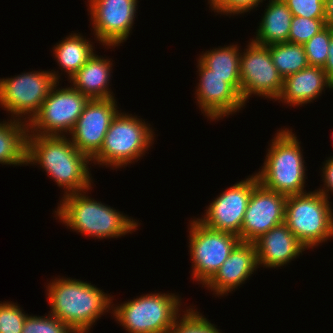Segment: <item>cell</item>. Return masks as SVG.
Listing matches in <instances>:
<instances>
[{
	"mask_svg": "<svg viewBox=\"0 0 333 333\" xmlns=\"http://www.w3.org/2000/svg\"><path fill=\"white\" fill-rule=\"evenodd\" d=\"M90 162L91 158L80 152L68 136H27L26 165H40L48 177L63 188V196L92 188Z\"/></svg>",
	"mask_w": 333,
	"mask_h": 333,
	"instance_id": "cell-1",
	"label": "cell"
},
{
	"mask_svg": "<svg viewBox=\"0 0 333 333\" xmlns=\"http://www.w3.org/2000/svg\"><path fill=\"white\" fill-rule=\"evenodd\" d=\"M46 287L50 306L48 313L75 333H88L92 325L114 305L110 294L80 279L55 277Z\"/></svg>",
	"mask_w": 333,
	"mask_h": 333,
	"instance_id": "cell-2",
	"label": "cell"
},
{
	"mask_svg": "<svg viewBox=\"0 0 333 333\" xmlns=\"http://www.w3.org/2000/svg\"><path fill=\"white\" fill-rule=\"evenodd\" d=\"M87 191L61 198L54 216L70 230L97 239L119 238L137 230L139 221L86 195Z\"/></svg>",
	"mask_w": 333,
	"mask_h": 333,
	"instance_id": "cell-3",
	"label": "cell"
},
{
	"mask_svg": "<svg viewBox=\"0 0 333 333\" xmlns=\"http://www.w3.org/2000/svg\"><path fill=\"white\" fill-rule=\"evenodd\" d=\"M300 144L292 129L277 130L267 148L263 166L255 173L264 187L285 196L307 192L304 189L308 179L306 163Z\"/></svg>",
	"mask_w": 333,
	"mask_h": 333,
	"instance_id": "cell-4",
	"label": "cell"
},
{
	"mask_svg": "<svg viewBox=\"0 0 333 333\" xmlns=\"http://www.w3.org/2000/svg\"><path fill=\"white\" fill-rule=\"evenodd\" d=\"M137 117L119 111L111 121L101 149L91 158L93 162L90 164L117 169L140 160L153 145L155 132L149 123Z\"/></svg>",
	"mask_w": 333,
	"mask_h": 333,
	"instance_id": "cell-5",
	"label": "cell"
},
{
	"mask_svg": "<svg viewBox=\"0 0 333 333\" xmlns=\"http://www.w3.org/2000/svg\"><path fill=\"white\" fill-rule=\"evenodd\" d=\"M181 297L150 293L112 306V315L128 333H168L181 314Z\"/></svg>",
	"mask_w": 333,
	"mask_h": 333,
	"instance_id": "cell-6",
	"label": "cell"
},
{
	"mask_svg": "<svg viewBox=\"0 0 333 333\" xmlns=\"http://www.w3.org/2000/svg\"><path fill=\"white\" fill-rule=\"evenodd\" d=\"M331 203L317 190L287 196L285 223L307 250L333 238Z\"/></svg>",
	"mask_w": 333,
	"mask_h": 333,
	"instance_id": "cell-7",
	"label": "cell"
},
{
	"mask_svg": "<svg viewBox=\"0 0 333 333\" xmlns=\"http://www.w3.org/2000/svg\"><path fill=\"white\" fill-rule=\"evenodd\" d=\"M59 79V71L54 70L0 78V106L11 114V119L28 123Z\"/></svg>",
	"mask_w": 333,
	"mask_h": 333,
	"instance_id": "cell-8",
	"label": "cell"
},
{
	"mask_svg": "<svg viewBox=\"0 0 333 333\" xmlns=\"http://www.w3.org/2000/svg\"><path fill=\"white\" fill-rule=\"evenodd\" d=\"M188 225L191 275L193 281L204 286L241 240L232 233L209 228L197 218L190 220Z\"/></svg>",
	"mask_w": 333,
	"mask_h": 333,
	"instance_id": "cell-9",
	"label": "cell"
},
{
	"mask_svg": "<svg viewBox=\"0 0 333 333\" xmlns=\"http://www.w3.org/2000/svg\"><path fill=\"white\" fill-rule=\"evenodd\" d=\"M58 86L59 82L27 123L28 134L68 136L73 129L90 99L71 85L66 88Z\"/></svg>",
	"mask_w": 333,
	"mask_h": 333,
	"instance_id": "cell-10",
	"label": "cell"
},
{
	"mask_svg": "<svg viewBox=\"0 0 333 333\" xmlns=\"http://www.w3.org/2000/svg\"><path fill=\"white\" fill-rule=\"evenodd\" d=\"M241 52L240 95L246 104L253 95L276 99L283 86V78L273 64L269 45H260L252 40Z\"/></svg>",
	"mask_w": 333,
	"mask_h": 333,
	"instance_id": "cell-11",
	"label": "cell"
},
{
	"mask_svg": "<svg viewBox=\"0 0 333 333\" xmlns=\"http://www.w3.org/2000/svg\"><path fill=\"white\" fill-rule=\"evenodd\" d=\"M95 40L105 48L125 42L133 28L138 0H87ZM95 33V34H94Z\"/></svg>",
	"mask_w": 333,
	"mask_h": 333,
	"instance_id": "cell-12",
	"label": "cell"
},
{
	"mask_svg": "<svg viewBox=\"0 0 333 333\" xmlns=\"http://www.w3.org/2000/svg\"><path fill=\"white\" fill-rule=\"evenodd\" d=\"M247 177L227 187L207 206L203 218L197 219L209 228L239 236L250 195L259 182L255 172Z\"/></svg>",
	"mask_w": 333,
	"mask_h": 333,
	"instance_id": "cell-13",
	"label": "cell"
},
{
	"mask_svg": "<svg viewBox=\"0 0 333 333\" xmlns=\"http://www.w3.org/2000/svg\"><path fill=\"white\" fill-rule=\"evenodd\" d=\"M287 196L272 191L258 182L252 190L239 238L253 243L260 236L285 222Z\"/></svg>",
	"mask_w": 333,
	"mask_h": 333,
	"instance_id": "cell-14",
	"label": "cell"
},
{
	"mask_svg": "<svg viewBox=\"0 0 333 333\" xmlns=\"http://www.w3.org/2000/svg\"><path fill=\"white\" fill-rule=\"evenodd\" d=\"M117 109L115 98L90 99L68 134L72 144L92 158L101 149L111 121L120 111Z\"/></svg>",
	"mask_w": 333,
	"mask_h": 333,
	"instance_id": "cell-15",
	"label": "cell"
},
{
	"mask_svg": "<svg viewBox=\"0 0 333 333\" xmlns=\"http://www.w3.org/2000/svg\"><path fill=\"white\" fill-rule=\"evenodd\" d=\"M197 64L199 82L195 87L196 105L210 122L229 117L246 106L241 95L227 83V78L214 74L199 59Z\"/></svg>",
	"mask_w": 333,
	"mask_h": 333,
	"instance_id": "cell-16",
	"label": "cell"
},
{
	"mask_svg": "<svg viewBox=\"0 0 333 333\" xmlns=\"http://www.w3.org/2000/svg\"><path fill=\"white\" fill-rule=\"evenodd\" d=\"M258 268L254 243L241 241L202 287L213 291L215 296H227L244 284Z\"/></svg>",
	"mask_w": 333,
	"mask_h": 333,
	"instance_id": "cell-17",
	"label": "cell"
},
{
	"mask_svg": "<svg viewBox=\"0 0 333 333\" xmlns=\"http://www.w3.org/2000/svg\"><path fill=\"white\" fill-rule=\"evenodd\" d=\"M253 243L258 267L268 269L288 265L307 250L285 222L276 225Z\"/></svg>",
	"mask_w": 333,
	"mask_h": 333,
	"instance_id": "cell-18",
	"label": "cell"
},
{
	"mask_svg": "<svg viewBox=\"0 0 333 333\" xmlns=\"http://www.w3.org/2000/svg\"><path fill=\"white\" fill-rule=\"evenodd\" d=\"M327 88L333 89V83L327 78L322 67L308 66L283 79L279 100L288 106H303L321 96Z\"/></svg>",
	"mask_w": 333,
	"mask_h": 333,
	"instance_id": "cell-19",
	"label": "cell"
},
{
	"mask_svg": "<svg viewBox=\"0 0 333 333\" xmlns=\"http://www.w3.org/2000/svg\"><path fill=\"white\" fill-rule=\"evenodd\" d=\"M113 63L111 58L93 56L69 79L71 86L89 99L115 98L110 90Z\"/></svg>",
	"mask_w": 333,
	"mask_h": 333,
	"instance_id": "cell-20",
	"label": "cell"
},
{
	"mask_svg": "<svg viewBox=\"0 0 333 333\" xmlns=\"http://www.w3.org/2000/svg\"><path fill=\"white\" fill-rule=\"evenodd\" d=\"M293 15L283 0H269L252 40L260 45L288 42Z\"/></svg>",
	"mask_w": 333,
	"mask_h": 333,
	"instance_id": "cell-21",
	"label": "cell"
},
{
	"mask_svg": "<svg viewBox=\"0 0 333 333\" xmlns=\"http://www.w3.org/2000/svg\"><path fill=\"white\" fill-rule=\"evenodd\" d=\"M93 42L82 34L71 33L53 47V55L61 71L66 72L68 80L93 56Z\"/></svg>",
	"mask_w": 333,
	"mask_h": 333,
	"instance_id": "cell-22",
	"label": "cell"
},
{
	"mask_svg": "<svg viewBox=\"0 0 333 333\" xmlns=\"http://www.w3.org/2000/svg\"><path fill=\"white\" fill-rule=\"evenodd\" d=\"M238 44L219 46L205 51L199 56V60L214 74L227 78L229 83L239 94L240 86V57L242 50Z\"/></svg>",
	"mask_w": 333,
	"mask_h": 333,
	"instance_id": "cell-23",
	"label": "cell"
},
{
	"mask_svg": "<svg viewBox=\"0 0 333 333\" xmlns=\"http://www.w3.org/2000/svg\"><path fill=\"white\" fill-rule=\"evenodd\" d=\"M269 51L273 64L283 79L309 66L303 45L275 43L269 45Z\"/></svg>",
	"mask_w": 333,
	"mask_h": 333,
	"instance_id": "cell-24",
	"label": "cell"
},
{
	"mask_svg": "<svg viewBox=\"0 0 333 333\" xmlns=\"http://www.w3.org/2000/svg\"><path fill=\"white\" fill-rule=\"evenodd\" d=\"M184 312V313H183ZM182 315V316H181ZM174 321L168 333H221L201 312L190 306ZM181 316V317H180Z\"/></svg>",
	"mask_w": 333,
	"mask_h": 333,
	"instance_id": "cell-25",
	"label": "cell"
},
{
	"mask_svg": "<svg viewBox=\"0 0 333 333\" xmlns=\"http://www.w3.org/2000/svg\"><path fill=\"white\" fill-rule=\"evenodd\" d=\"M332 33L333 29L325 26L303 45L309 66L324 67Z\"/></svg>",
	"mask_w": 333,
	"mask_h": 333,
	"instance_id": "cell-26",
	"label": "cell"
},
{
	"mask_svg": "<svg viewBox=\"0 0 333 333\" xmlns=\"http://www.w3.org/2000/svg\"><path fill=\"white\" fill-rule=\"evenodd\" d=\"M325 26V19H309L302 16H293L288 42L304 45Z\"/></svg>",
	"mask_w": 333,
	"mask_h": 333,
	"instance_id": "cell-27",
	"label": "cell"
},
{
	"mask_svg": "<svg viewBox=\"0 0 333 333\" xmlns=\"http://www.w3.org/2000/svg\"><path fill=\"white\" fill-rule=\"evenodd\" d=\"M22 333H75L68 325L50 313L45 316L27 315Z\"/></svg>",
	"mask_w": 333,
	"mask_h": 333,
	"instance_id": "cell-28",
	"label": "cell"
},
{
	"mask_svg": "<svg viewBox=\"0 0 333 333\" xmlns=\"http://www.w3.org/2000/svg\"><path fill=\"white\" fill-rule=\"evenodd\" d=\"M27 315L17 303L0 301V333H22Z\"/></svg>",
	"mask_w": 333,
	"mask_h": 333,
	"instance_id": "cell-29",
	"label": "cell"
},
{
	"mask_svg": "<svg viewBox=\"0 0 333 333\" xmlns=\"http://www.w3.org/2000/svg\"><path fill=\"white\" fill-rule=\"evenodd\" d=\"M265 1V0H264ZM263 0H208L210 9L217 12V14L227 15L231 17L235 14L242 15V13H247L264 2Z\"/></svg>",
	"mask_w": 333,
	"mask_h": 333,
	"instance_id": "cell-30",
	"label": "cell"
},
{
	"mask_svg": "<svg viewBox=\"0 0 333 333\" xmlns=\"http://www.w3.org/2000/svg\"><path fill=\"white\" fill-rule=\"evenodd\" d=\"M293 16L324 19V0H283Z\"/></svg>",
	"mask_w": 333,
	"mask_h": 333,
	"instance_id": "cell-31",
	"label": "cell"
},
{
	"mask_svg": "<svg viewBox=\"0 0 333 333\" xmlns=\"http://www.w3.org/2000/svg\"><path fill=\"white\" fill-rule=\"evenodd\" d=\"M320 169H322L321 177L324 186L317 189V191L327 199H330L329 192L333 193V156L327 158V160L323 162V167Z\"/></svg>",
	"mask_w": 333,
	"mask_h": 333,
	"instance_id": "cell-32",
	"label": "cell"
},
{
	"mask_svg": "<svg viewBox=\"0 0 333 333\" xmlns=\"http://www.w3.org/2000/svg\"><path fill=\"white\" fill-rule=\"evenodd\" d=\"M323 70L325 71L327 78L333 83V33L329 43L327 61Z\"/></svg>",
	"mask_w": 333,
	"mask_h": 333,
	"instance_id": "cell-33",
	"label": "cell"
},
{
	"mask_svg": "<svg viewBox=\"0 0 333 333\" xmlns=\"http://www.w3.org/2000/svg\"><path fill=\"white\" fill-rule=\"evenodd\" d=\"M325 25L333 29V0H324Z\"/></svg>",
	"mask_w": 333,
	"mask_h": 333,
	"instance_id": "cell-34",
	"label": "cell"
}]
</instances>
